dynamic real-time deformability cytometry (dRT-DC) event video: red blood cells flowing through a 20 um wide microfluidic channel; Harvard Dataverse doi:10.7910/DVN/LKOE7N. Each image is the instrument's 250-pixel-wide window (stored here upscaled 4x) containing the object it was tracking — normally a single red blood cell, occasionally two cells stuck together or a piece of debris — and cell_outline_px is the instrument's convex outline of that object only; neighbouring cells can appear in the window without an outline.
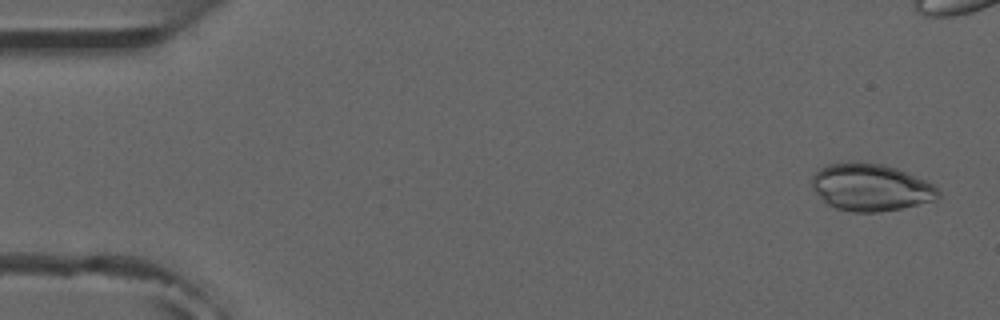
{"species": "common noctule bat (a hibernating species)", "species_latin": "Nyctalus noctula", "temperature_condition": "room temperature", "stored_images_in_passage": 6, "camera_frame_rate_fps": 3000, "um_per_image_px": 0.085, "animal": {"sex": "male", "forearm_length_mm": 52.5}, "frame": {"image": 1, "passage_image": 1, "time_ms": 0.0, "image_size_px": [1000, 320], "cell_outline_px": [[940, 196], [936, 200], [900, 208], [880, 212], [852, 212], [836, 208], [828, 204], [812, 188], [812, 176], [820, 168], [828, 164], [852, 160], [864, 160], [884, 164], [908, 172], [932, 184], [940, 192]], "centroid_in_image_um": [74.0, 15.89], "position_along_channel_um": 11.0, "area_um2": 35.08}}